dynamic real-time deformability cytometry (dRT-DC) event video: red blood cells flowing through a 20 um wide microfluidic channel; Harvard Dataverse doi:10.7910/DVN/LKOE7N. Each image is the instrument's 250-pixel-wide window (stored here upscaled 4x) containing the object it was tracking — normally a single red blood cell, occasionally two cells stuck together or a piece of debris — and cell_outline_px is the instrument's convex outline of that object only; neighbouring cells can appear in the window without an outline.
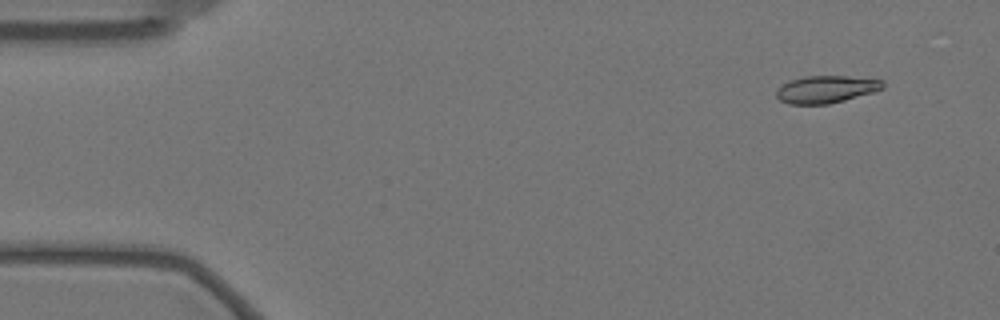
{"species": "Egyptian fruit bat (a non-hibernating species)", "species_latin": "Rousettus aegyptiacus", "temperature_condition": "warm", "stored_images_in_passage": 36, "camera_frame_rate_fps": 3000, "um_per_image_px": 0.085, "animal": {"sex": "female"}, "frame": {"image": 1, "passage_image": 5, "time_ms": 1.333, "image_size_px": [1000, 320], "cell_outline_px": [[884, 88], [876, 92], [828, 104], [788, 104], [780, 100], [776, 96], [776, 88], [788, 80], [804, 76], [848, 76], [884, 80]], "centroid_in_image_um": [70.21, 7.58], "position_along_channel_um": 14.8, "area_um2": 17.22}}
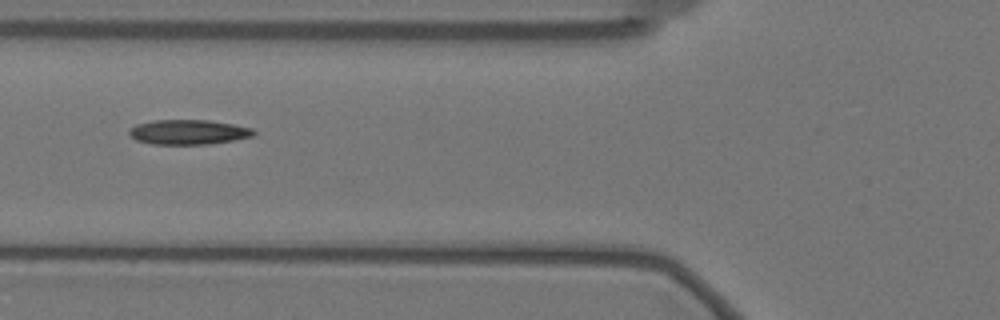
{"frame": {"image": 2, "passage_image": 22, "time_ms": 7.0, "image_size_px": [1000, 320], "cell_outline_px": [[256, 132], [252, 136], [232, 140], [208, 144], [152, 144], [136, 140], [128, 132], [128, 128], [136, 124], [152, 120], [208, 120], [232, 124], [252, 128]], "centroid_in_image_um": [15.97, 11.22], "position_along_channel_um": 109.8, "area_um2": 17.92}}
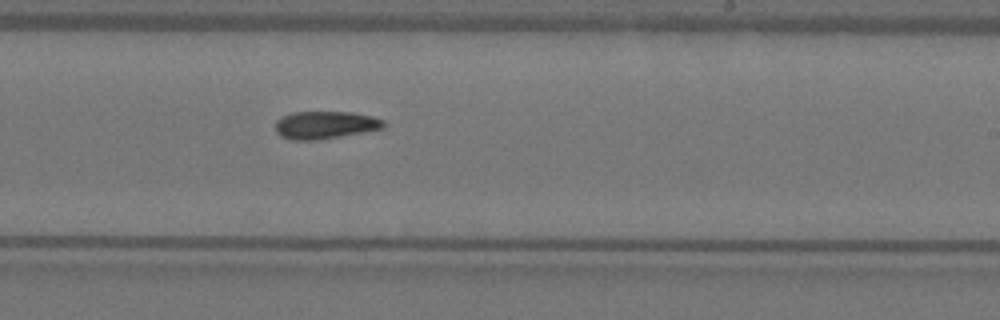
{"frame": {"image": 3, "passage_image": 35, "time_ms": 11.333, "image_size_px": [1000, 320], "cell_outline_px": [[384, 128], [320, 140], [292, 140], [280, 136], [276, 132], [276, 120], [280, 116], [292, 112], [352, 112], [372, 116], [384, 120]], "centroid_in_image_um": [27.6, 10.62], "position_along_channel_um": 261.4, "area_um2": 17.57}}